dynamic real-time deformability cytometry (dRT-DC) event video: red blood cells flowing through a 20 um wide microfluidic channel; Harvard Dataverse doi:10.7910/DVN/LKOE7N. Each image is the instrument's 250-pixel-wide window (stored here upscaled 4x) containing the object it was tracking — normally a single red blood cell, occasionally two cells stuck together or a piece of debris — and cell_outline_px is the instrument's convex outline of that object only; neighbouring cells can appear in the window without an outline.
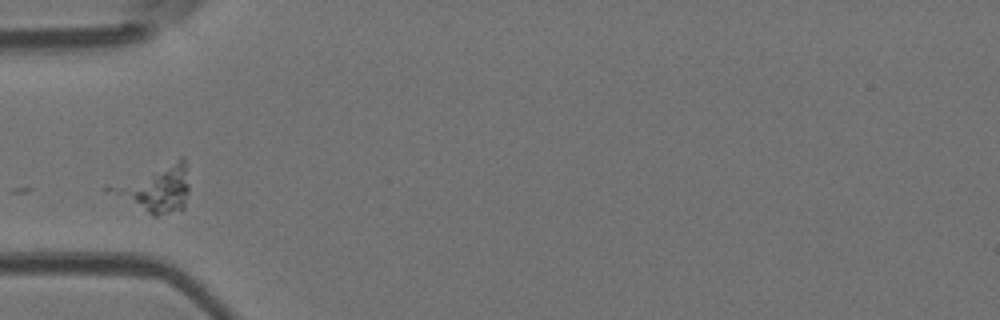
{"species": "Egyptian fruit bat (a non-hibernating species)", "species_latin": "Rousettus aegyptiacus", "temperature_condition": "room temperature", "stored_images_in_passage": 2, "camera_frame_rate_fps": 3000, "um_per_image_px": 0.085, "animal": {"sex": "female"}, "frame": {"image": 1, "passage_image": 2, "time_ms": 0.333, "image_size_px": [1000, 320], "cell_outline_px": [[188, 192], [184, 208], [156, 216], [152, 216], [104, 192], [104, 188], [108, 184], [180, 156], [184, 156], [188, 184]], "centroid_in_image_um": [13.12, 15.99], "position_along_channel_um": 71.9, "area_um2": 22.43}}